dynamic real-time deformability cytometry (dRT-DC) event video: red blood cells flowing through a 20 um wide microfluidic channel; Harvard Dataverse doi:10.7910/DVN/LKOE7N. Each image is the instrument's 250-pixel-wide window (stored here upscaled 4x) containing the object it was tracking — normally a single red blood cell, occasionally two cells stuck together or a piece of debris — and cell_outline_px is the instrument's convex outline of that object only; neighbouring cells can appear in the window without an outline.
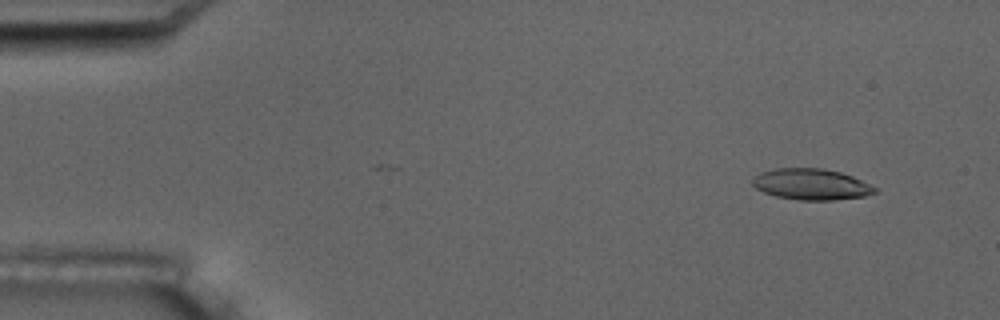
{"species": "common noctule bat (a hibernating species)", "species_latin": "Nyctalus noctula", "temperature_condition": "room temperature", "stored_images_in_passage": 10, "camera_frame_rate_fps": 3000, "um_per_image_px": 0.085, "animal": {"sex": "male", "body_mass_g": 17.5, "forearm_length_mm": 52.3}, "frame": {"image": 1, "passage_image": 2, "time_ms": 1.333, "image_size_px": [1000, 320], "cell_outline_px": [[876, 192], [864, 196], [832, 200], [800, 200], [776, 196], [764, 192], [756, 188], [752, 184], [752, 180], [760, 172], [776, 168], [824, 168], [840, 172], [852, 176], [876, 188]], "centroid_in_image_um": [68.93, 15.66], "position_along_channel_um": 16.1, "area_um2": 21.96}}
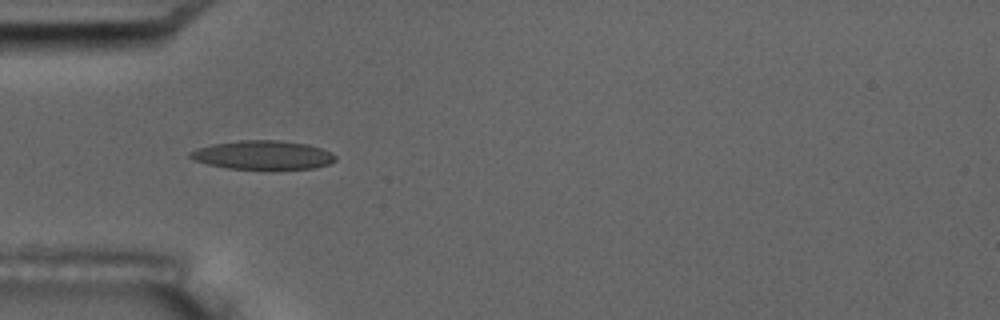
{"frame": {"image": 2, "passage_image": 6, "time_ms": 5.667, "image_size_px": [1000, 320], "cell_outline_px": [[336, 160], [328, 164], [316, 168], [228, 168], [208, 164], [192, 160], [188, 156], [188, 152], [196, 148], [212, 144], [240, 140], [280, 140], [308, 144], [320, 148], [336, 156]], "centroid_in_image_um": [22.29, 13.16], "position_along_channel_um": 62.7, "area_um2": 24.16}}
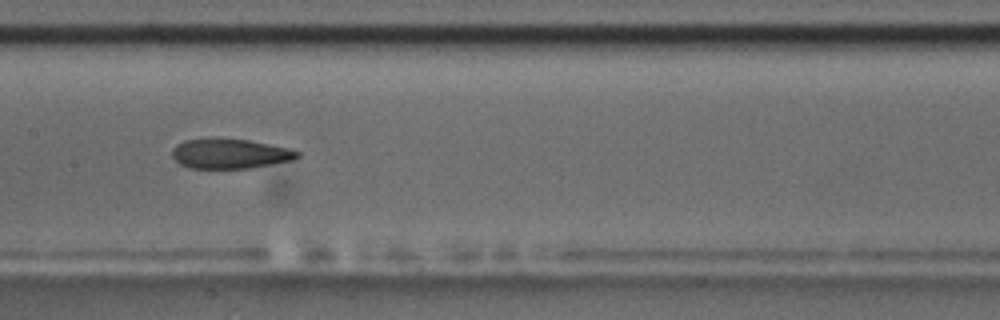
{"frame": {"image": 3, "passage_image": 9, "time_ms": 9.333, "image_size_px": [1000, 320], "cell_outline_px": [[300, 156], [292, 160], [252, 168], [188, 168], [180, 164], [172, 156], [172, 148], [176, 144], [184, 140], [208, 136], [212, 136], [248, 140], [292, 148], [300, 152]], "centroid_in_image_um": [19.52, 13.03], "position_along_channel_um": 187.9, "area_um2": 22.43}}